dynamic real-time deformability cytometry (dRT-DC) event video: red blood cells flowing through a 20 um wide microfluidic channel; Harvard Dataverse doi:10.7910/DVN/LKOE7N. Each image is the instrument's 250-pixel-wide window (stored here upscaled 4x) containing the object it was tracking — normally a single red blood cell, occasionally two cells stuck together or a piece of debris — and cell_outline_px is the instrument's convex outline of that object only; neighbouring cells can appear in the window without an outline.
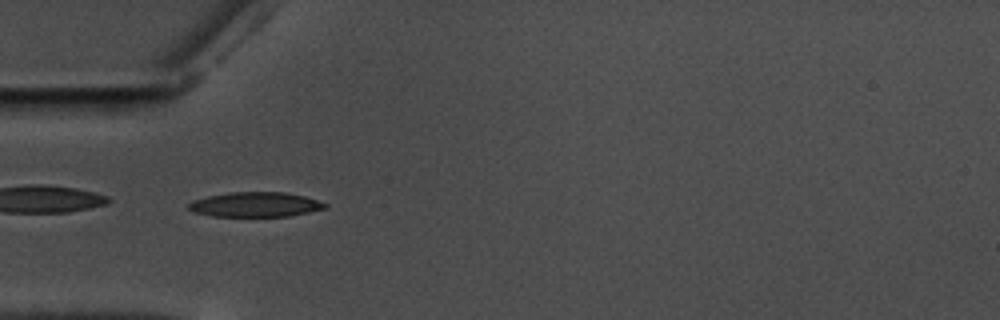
{"species": "common noctule bat (a hibernating species)", "species_latin": "Nyctalus noctula", "temperature_condition": "warm", "stored_images_in_passage": 57, "camera_frame_rate_fps": 3000, "um_per_image_px": 0.085, "animal": {"sex": "male", "body_mass_g": 17.5, "forearm_length_mm": 52.3}, "frame": {"image": 1, "passage_image": 17, "time_ms": 5.333, "image_size_px": [1000, 320], "cell_outline_px": [[328, 208], [288, 216], [212, 216], [196, 212], [188, 208], [188, 204], [192, 200], [208, 196], [232, 192], [284, 192], [304, 196], [328, 204]], "centroid_in_image_um": [21.72, 17.38], "position_along_channel_um": 63.3, "area_um2": 19.54}, "authors_computed_cell_mechanics": {"area_um2": 19.5364, "velocity_mm_per_s": 3.5606, "shape_relaxation_time_tau1_ms": 6.4105, "shape_relaxation_time_tau2_ms": 3.1226, "deformation_change_tau1": 0.2004, "deformation_change_tau2": 0.1178}}